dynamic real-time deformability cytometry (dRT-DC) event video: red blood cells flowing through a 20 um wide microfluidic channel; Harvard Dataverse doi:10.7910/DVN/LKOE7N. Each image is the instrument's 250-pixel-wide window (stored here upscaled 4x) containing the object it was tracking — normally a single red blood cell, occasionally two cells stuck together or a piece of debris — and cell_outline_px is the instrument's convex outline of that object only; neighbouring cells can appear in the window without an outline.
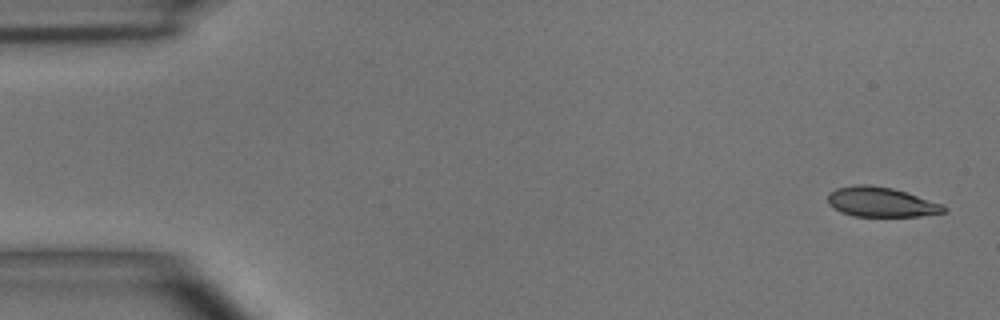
{"species": "common noctule bat (a hibernating species)", "species_latin": "Nyctalus noctula", "temperature_condition": "room temperature", "stored_images_in_passage": 4, "camera_frame_rate_fps": 3000, "um_per_image_px": 0.085, "animal": {"sex": "male", "body_mass_g": 15.6}, "frame": {"image": 1, "passage_image": 1, "time_ms": 0.0, "image_size_px": [1000, 320], "cell_outline_px": [[948, 212], [920, 216], [852, 216], [840, 212], [828, 204], [828, 192], [836, 188], [856, 184], [864, 184], [892, 188], [944, 204], [948, 208]], "centroid_in_image_um": [74.9, 17.18], "position_along_channel_um": 10.1, "area_um2": 20.29}}
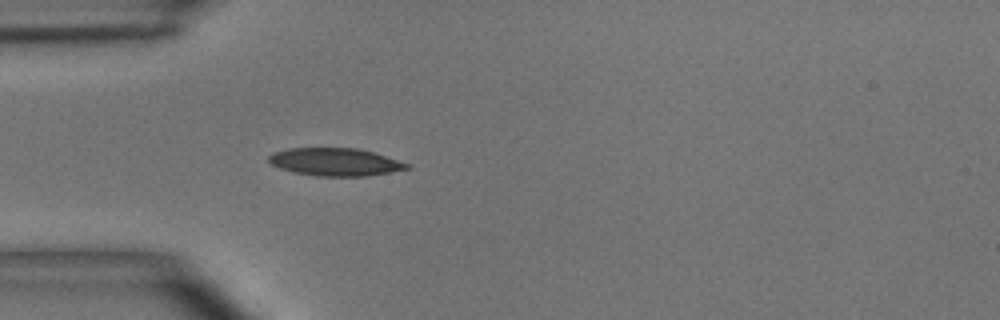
{"frame": {"image": 2, "passage_image": 4, "time_ms": 4.333, "image_size_px": [1000, 320], "cell_outline_px": [[412, 168], [368, 176], [316, 176], [296, 172], [280, 168], [272, 164], [268, 160], [268, 156], [272, 152], [288, 148], [360, 148], [376, 152], [412, 164]], "centroid_in_image_um": [28.56, 13.75], "position_along_channel_um": 56.4, "area_um2": 22.66}}